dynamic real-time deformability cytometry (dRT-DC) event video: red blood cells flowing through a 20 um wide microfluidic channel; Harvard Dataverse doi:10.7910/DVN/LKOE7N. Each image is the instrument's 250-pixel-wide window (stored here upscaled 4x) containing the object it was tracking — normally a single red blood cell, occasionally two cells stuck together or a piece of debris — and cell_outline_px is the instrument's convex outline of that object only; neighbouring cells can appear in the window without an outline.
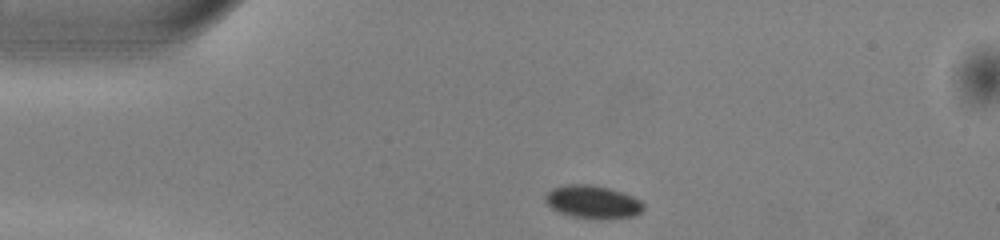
{"species": "common noctule bat (a hibernating species)", "species_latin": "Nyctalus noctula", "temperature_condition": "warm", "stored_images_in_passage": 41, "camera_frame_rate_fps": 3000, "um_per_image_px": 0.085, "animal": {"sex": "male", "body_mass_g": 13.0, "forearm_length_mm": 53.1}, "frame": {"image": 1, "passage_image": 1, "time_ms": 0.0, "image_size_px": [1000, 240], "cell_outline_px": [[644, 208], [640, 212], [632, 216], [572, 216], [560, 212], [552, 208], [544, 200], [544, 196], [552, 188], [568, 184], [588, 184], [608, 188], [632, 196], [640, 200], [644, 204]], "centroid_in_image_um": [50.33, 17.11], "position_along_channel_um": 34.7, "area_um2": 17.92}}
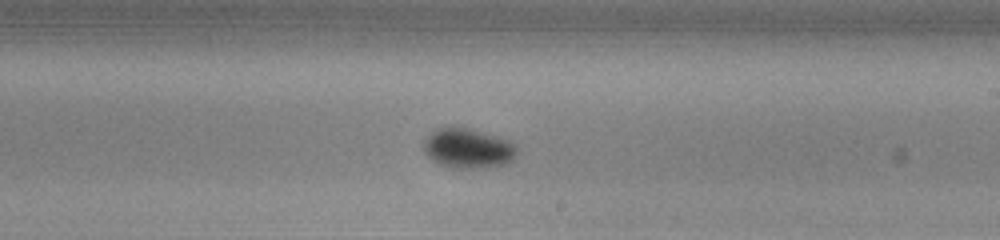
{"frame": {"image": 2, "passage_image": 20, "time_ms": 6.333, "image_size_px": [1000, 240], "cell_outline_px": [[520, 152], [512, 160], [504, 164], [488, 168], [456, 168], [440, 164], [432, 160], [424, 152], [424, 140], [436, 128], [448, 124], [468, 128], [496, 136], [508, 140], [516, 144], [520, 148]], "centroid_in_image_um": [39.81, 12.59], "position_along_channel_um": 249.2, "area_um2": 22.14}}
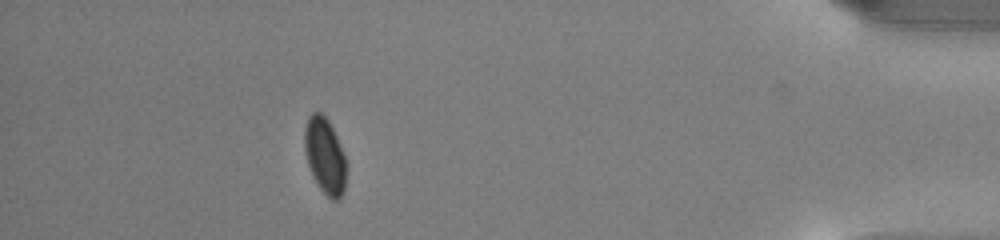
{"frame": {"image": 3, "passage_image": 36, "time_ms": 11.667, "image_size_px": [1000, 240], "cell_outline_px": [[344, 192], [336, 200], [332, 200], [320, 188], [308, 164], [304, 148], [304, 128], [308, 116], [312, 112], [320, 112], [328, 120], [336, 136], [344, 156]], "centroid_in_image_um": [27.58, 13.19], "position_along_channel_um": 407.6, "area_um2": 17.86}, "authors_computed_cell_mechanics": {"area_um2": 19.5364, "velocity_mm_per_s": 4.0267, "shape_relaxation_time_tau1_ms": 1.8421, "shape_relaxation_time_tau2_ms": null, "deformation_change_tau1": 0.0553, "deformation_change_tau2": null}}